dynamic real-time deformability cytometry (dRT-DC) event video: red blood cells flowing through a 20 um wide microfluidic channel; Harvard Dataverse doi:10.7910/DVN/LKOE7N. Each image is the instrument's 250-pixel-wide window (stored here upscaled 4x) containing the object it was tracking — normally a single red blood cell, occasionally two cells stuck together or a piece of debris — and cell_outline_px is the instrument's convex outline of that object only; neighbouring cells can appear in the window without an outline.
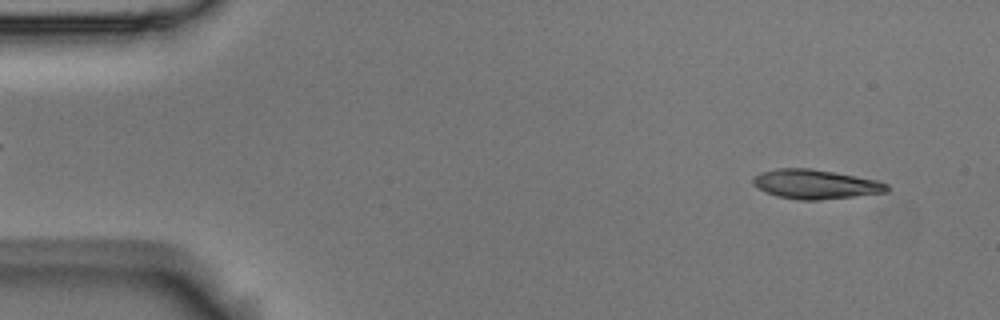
{"species": "Egyptian fruit bat (a non-hibernating species)", "species_latin": "Rousettus aegyptiacus", "temperature_condition": "room temperature", "stored_images_in_passage": 53, "camera_frame_rate_fps": 3000, "um_per_image_px": 0.085, "animal": {"sex": "male"}, "frame": {"image": 1, "passage_image": 3, "time_ms": 0.667, "image_size_px": [1000, 320], "cell_outline_px": [[892, 188], [888, 192], [816, 200], [800, 200], [776, 196], [752, 184], [752, 180], [760, 172], [776, 168], [812, 168], [876, 180], [888, 184]], "centroid_in_image_um": [69.33, 15.65], "position_along_channel_um": 15.7, "area_um2": 22.72}}
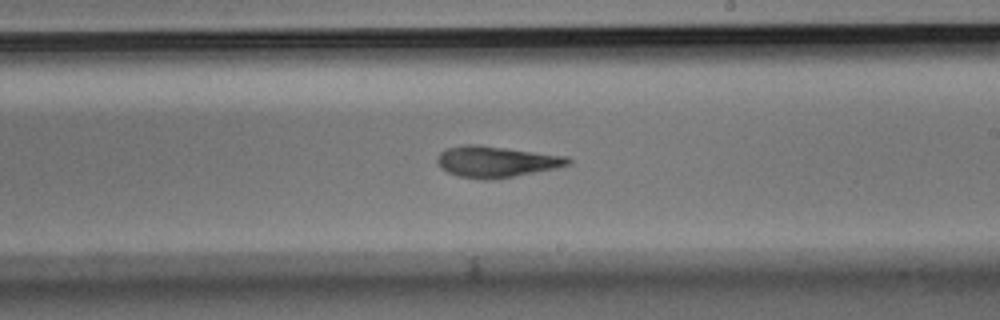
{"frame": {"image": 2, "passage_image": 30, "time_ms": 9.667, "image_size_px": [1000, 320], "cell_outline_px": [[572, 164], [556, 168], [492, 180], [484, 180], [460, 176], [448, 172], [436, 160], [436, 156], [440, 152], [448, 148], [460, 144], [480, 144], [568, 156], [572, 160]], "centroid_in_image_um": [42.21, 13.72], "position_along_channel_um": 246.8, "area_um2": 23.87}}
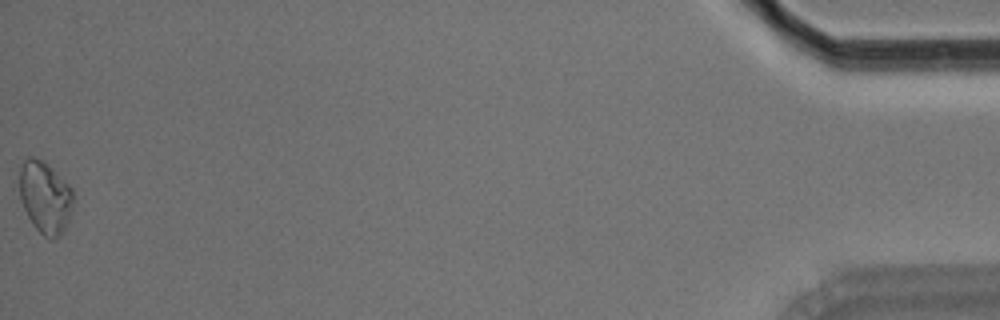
{"frame": {"image": 3, "passage_image": 53, "time_ms": 17.333, "image_size_px": [1000, 320], "cell_outline_px": [[72, 208], [68, 220], [64, 228], [52, 240], [48, 240], [32, 224], [20, 200], [20, 168], [24, 160], [28, 156], [32, 156], [44, 160], [72, 188]], "centroid_in_image_um": [3.81, 16.73], "position_along_channel_um": 431.4, "area_um2": 22.37}, "authors_computed_cell_mechanics": {"area_um2": 22.831, "velocity_mm_per_s": 3.6885, "shape_relaxation_time_tau1_ms": 5.1847, "shape_relaxation_time_tau2_ms": 2.9425, "deformation_change_tau1": 0.2063, "deformation_change_tau2": 0.1241}}